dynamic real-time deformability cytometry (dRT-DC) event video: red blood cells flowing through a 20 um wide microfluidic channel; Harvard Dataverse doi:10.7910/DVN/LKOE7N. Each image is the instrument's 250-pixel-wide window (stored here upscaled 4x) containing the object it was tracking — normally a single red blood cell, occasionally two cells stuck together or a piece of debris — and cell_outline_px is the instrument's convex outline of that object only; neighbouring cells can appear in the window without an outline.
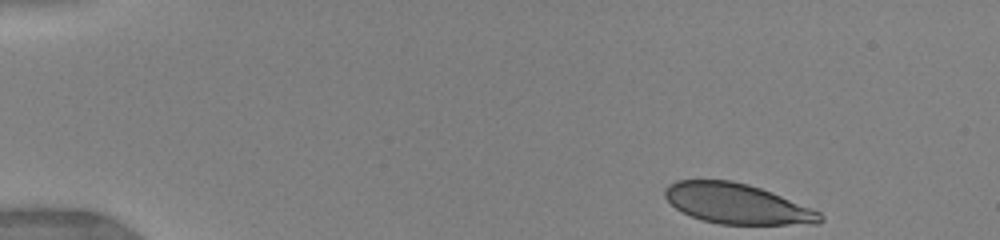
{"species": "human", "species_latin": "Homo sapiens", "temperature_condition": "warm", "stored_images_in_passage": 18, "camera_frame_rate_fps": 3000, "um_per_image_px": 0.085, "donor": {"sex": "female"}, "frame": {"image": 1, "passage_image": 1, "time_ms": 0.0, "image_size_px": [1000, 240], "cell_outline_px": [[824, 220], [816, 224], [720, 224], [700, 220], [676, 208], [664, 196], [664, 188], [668, 184], [676, 180], [732, 180], [748, 184], [760, 188], [820, 212], [824, 216]], "centroid_in_image_um": [62.62, 17.31], "position_along_channel_um": 22.4, "area_um2": 36.13}}
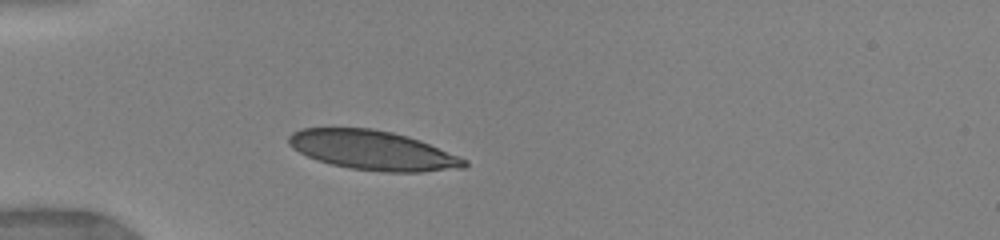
{"frame": {"image": 2, "passage_image": 15, "time_ms": 3.0, "image_size_px": [1000, 240], "cell_outline_px": [[468, 164], [464, 168], [420, 172], [388, 172], [348, 168], [316, 160], [292, 148], [288, 144], [288, 136], [292, 132], [300, 128], [372, 128], [392, 132], [408, 136], [420, 140], [460, 156], [468, 160]], "centroid_in_image_um": [31.69, 12.77], "position_along_channel_um": 53.3, "area_um2": 40.46}}